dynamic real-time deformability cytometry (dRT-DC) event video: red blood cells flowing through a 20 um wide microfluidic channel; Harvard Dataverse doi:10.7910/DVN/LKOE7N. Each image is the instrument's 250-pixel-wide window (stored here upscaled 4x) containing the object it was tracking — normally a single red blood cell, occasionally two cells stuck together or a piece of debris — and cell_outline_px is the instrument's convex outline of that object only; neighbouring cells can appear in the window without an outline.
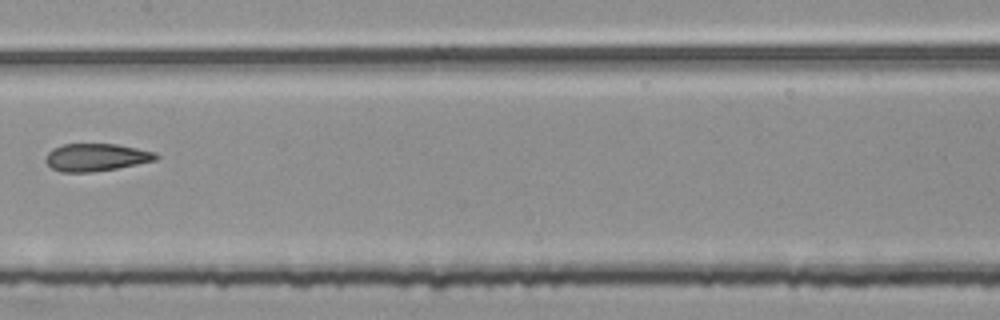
{"species": "common noctule bat (a hibernating species)", "species_latin": "Nyctalus noctula", "temperature_condition": "room temperature", "stored_images_in_passage": 7, "camera_frame_rate_fps": 3000, "um_per_image_px": 0.085, "animal": {"sex": "female", "body_mass_g": 25.1}, "frame": {"image": 1, "passage_image": 7, "time_ms": 2.0, "image_size_px": [1000, 320], "cell_outline_px": [[160, 156], [156, 160], [116, 168], [92, 172], [60, 172], [52, 168], [44, 160], [48, 152], [52, 148], [64, 144], [116, 144], [156, 152]], "centroid_in_image_um": [8.16, 13.37], "position_along_channel_um": 199.2, "area_um2": 17.69}}